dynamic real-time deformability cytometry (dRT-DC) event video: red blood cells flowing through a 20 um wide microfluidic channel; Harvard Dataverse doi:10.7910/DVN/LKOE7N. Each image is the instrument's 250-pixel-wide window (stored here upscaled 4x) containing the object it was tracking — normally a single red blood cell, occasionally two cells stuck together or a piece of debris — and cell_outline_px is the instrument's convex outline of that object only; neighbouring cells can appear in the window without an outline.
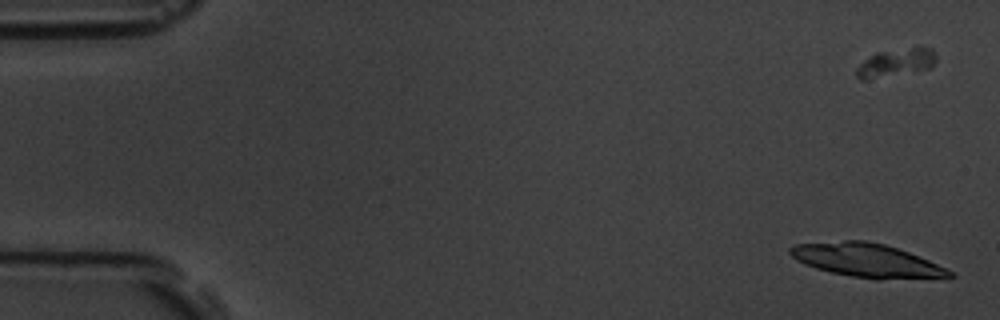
{"species": "common noctule bat (a hibernating species)", "species_latin": "Nyctalus noctula", "temperature_condition": "room temperature", "stored_images_in_passage": 16, "camera_frame_rate_fps": 3000, "um_per_image_px": 0.085, "animal": {"sex": "male", "body_mass_g": 19.5, "forearm_length_mm": 54.6}, "frame": {"image": 1, "passage_image": 1, "time_ms": 0.0, "image_size_px": [1000, 320], "cell_outline_px": [[956, 276], [880, 280], [876, 280], [852, 276], [832, 272], [816, 268], [804, 264], [796, 260], [788, 252], [788, 248], [796, 244], [844, 240], [864, 240], [884, 244], [908, 252], [928, 260], [952, 272]], "centroid_in_image_um": [73.62, 22.13], "position_along_channel_um": 11.4, "area_um2": 30.92}, "authors_computed_cell_mechanics": {"area_um2": 19.5653, "velocity_mm_per_s": 3.5772, "shape_relaxation_time_tau1_ms": 1.5073, "shape_relaxation_time_tau2_ms": null, "deformation_change_tau1": 0.1091, "deformation_change_tau2": null}}